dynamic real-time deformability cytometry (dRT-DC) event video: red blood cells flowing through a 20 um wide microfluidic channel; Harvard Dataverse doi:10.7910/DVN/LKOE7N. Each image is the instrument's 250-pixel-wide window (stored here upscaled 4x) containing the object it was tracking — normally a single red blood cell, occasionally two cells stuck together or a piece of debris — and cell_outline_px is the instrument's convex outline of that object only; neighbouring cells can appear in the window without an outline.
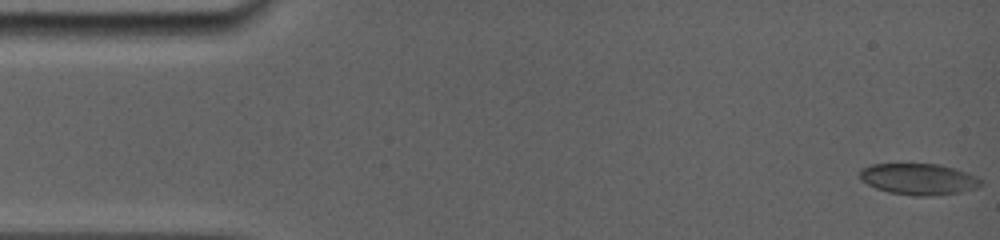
{"species": "common noctule bat (a hibernating species)", "species_latin": "Nyctalus noctula", "temperature_condition": "room temperature", "stored_images_in_passage": 23, "camera_frame_rate_fps": 5000, "um_per_image_px": 0.085, "animal": {"sex": "female", "body_mass_g": 19.0, "forearm_length_mm": 56.7}, "frame": {"image": 1, "passage_image": 1, "time_ms": 0.0, "image_size_px": [1000, 240], "cell_outline_px": [[980, 184], [976, 188], [960, 192], [928, 196], [916, 196], [888, 192], [876, 188], [860, 180], [860, 168], [872, 164], [940, 164], [976, 176], [980, 180]], "centroid_in_image_um": [78.03, 15.22], "position_along_channel_um": 7.0, "area_um2": 21.85}}
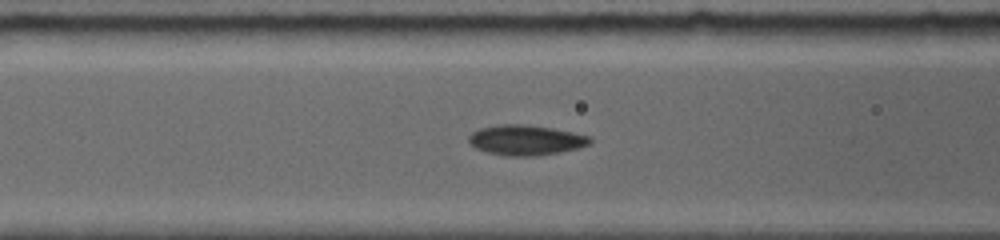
{"frame": {"image": 2, "passage_image": 14, "time_ms": 6.2, "image_size_px": [1000, 240], "cell_outline_px": [[592, 140], [588, 144], [580, 148], [560, 152], [536, 156], [504, 156], [488, 152], [476, 148], [468, 140], [468, 136], [472, 132], [480, 128], [496, 124], [524, 124], [552, 128], [572, 132], [588, 136]], "centroid_in_image_um": [44.67, 11.91], "position_along_channel_um": 121.9, "area_um2": 21.33}}
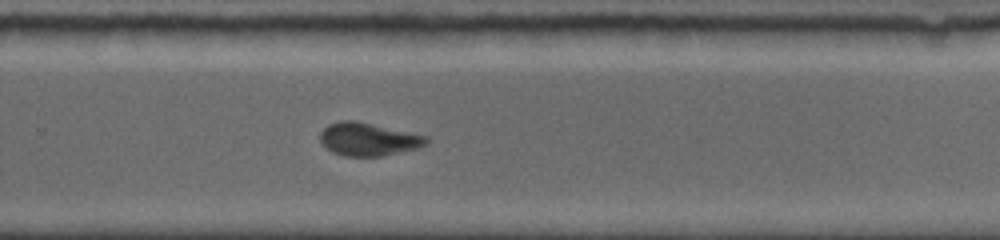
{"frame": {"image": 3, "passage_image": 23, "time_ms": 10.8, "image_size_px": [1000, 240], "cell_outline_px": [[428, 144], [416, 148], [380, 156], [344, 156], [332, 152], [320, 140], [320, 132], [328, 124], [340, 120], [356, 120], [428, 136]], "centroid_in_image_um": [31.3, 11.82], "position_along_channel_um": 298.5, "area_um2": 20.35}}